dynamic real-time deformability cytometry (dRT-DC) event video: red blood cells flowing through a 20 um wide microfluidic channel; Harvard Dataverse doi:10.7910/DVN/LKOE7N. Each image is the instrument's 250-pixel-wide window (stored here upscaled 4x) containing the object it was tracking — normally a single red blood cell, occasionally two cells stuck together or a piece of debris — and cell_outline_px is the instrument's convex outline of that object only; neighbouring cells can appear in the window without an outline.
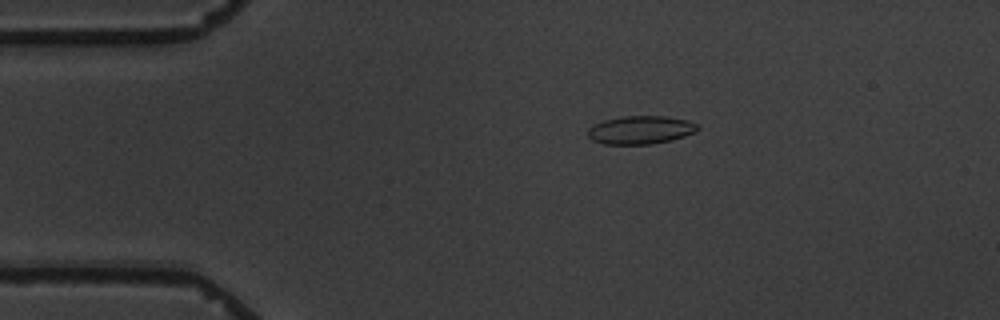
{"species": "common noctule bat (a hibernating species)", "species_latin": "Nyctalus noctula", "temperature_condition": "warm", "stored_images_in_passage": 2, "camera_frame_rate_fps": 3000, "um_per_image_px": 0.085, "animal": {"sex": "male", "body_mass_g": 19.5, "forearm_length_mm": 54.6}, "frame": {"image": 1, "passage_image": 1, "time_ms": 0.0, "image_size_px": [1000, 320], "cell_outline_px": [[700, 128], [696, 132], [672, 140], [652, 144], [604, 144], [592, 140], [588, 136], [588, 128], [604, 120], [624, 116], [664, 116], [688, 120], [696, 124]], "centroid_in_image_um": [54.47, 11.05], "position_along_channel_um": 30.5, "area_um2": 18.03}}